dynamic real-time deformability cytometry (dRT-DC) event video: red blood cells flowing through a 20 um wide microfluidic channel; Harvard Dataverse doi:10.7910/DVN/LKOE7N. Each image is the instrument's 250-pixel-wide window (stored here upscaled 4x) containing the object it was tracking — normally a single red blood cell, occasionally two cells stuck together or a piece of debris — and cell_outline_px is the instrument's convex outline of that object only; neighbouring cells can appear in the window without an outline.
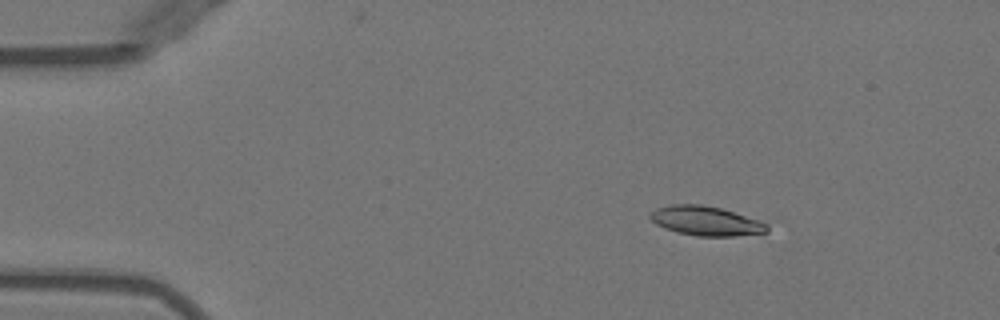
{"species": "Egyptian fruit bat (a non-hibernating species)", "species_latin": "Rousettus aegyptiacus", "temperature_condition": "warm", "stored_images_in_passage": 19, "camera_frame_rate_fps": 3000, "um_per_image_px": 0.085, "animal": {"sex": "female"}, "frame": {"image": 1, "passage_image": 7, "time_ms": 2.0, "image_size_px": [1000, 320], "cell_outline_px": [[768, 232], [736, 236], [696, 236], [676, 232], [664, 228], [656, 224], [648, 216], [656, 208], [672, 204], [700, 204], [720, 208], [760, 220], [768, 224]], "centroid_in_image_um": [60.0, 18.78], "position_along_channel_um": 25.0, "area_um2": 20.06}}
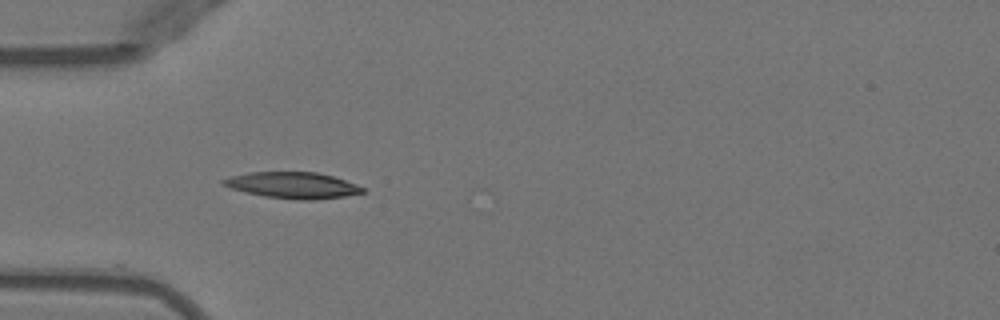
{"frame": {"image": 2, "passage_image": 15, "time_ms": 4.667, "image_size_px": [1000, 320], "cell_outline_px": [[364, 192], [344, 196], [316, 200], [296, 200], [264, 196], [232, 188], [220, 184], [220, 180], [232, 176], [248, 172], [316, 172], [332, 176], [356, 184], [364, 188]], "centroid_in_image_um": [24.87, 15.74], "position_along_channel_um": 60.1, "area_um2": 21.15}}
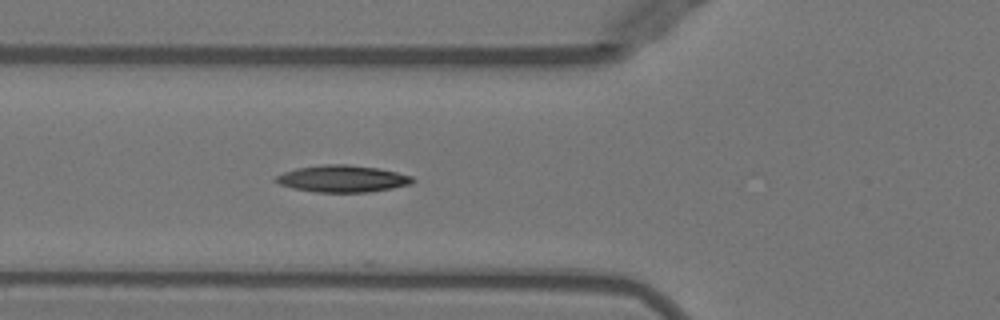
{"frame": {"image": 3, "passage_image": 18, "time_ms": 5.667, "image_size_px": [1000, 320], "cell_outline_px": [[416, 180], [412, 184], [392, 188], [368, 192], [316, 192], [292, 188], [280, 184], [272, 180], [276, 176], [284, 172], [296, 168], [324, 164], [348, 164], [380, 168], [412, 176]], "centroid_in_image_um": [29.11, 15.18], "position_along_channel_um": 96.7, "area_um2": 21.56}}